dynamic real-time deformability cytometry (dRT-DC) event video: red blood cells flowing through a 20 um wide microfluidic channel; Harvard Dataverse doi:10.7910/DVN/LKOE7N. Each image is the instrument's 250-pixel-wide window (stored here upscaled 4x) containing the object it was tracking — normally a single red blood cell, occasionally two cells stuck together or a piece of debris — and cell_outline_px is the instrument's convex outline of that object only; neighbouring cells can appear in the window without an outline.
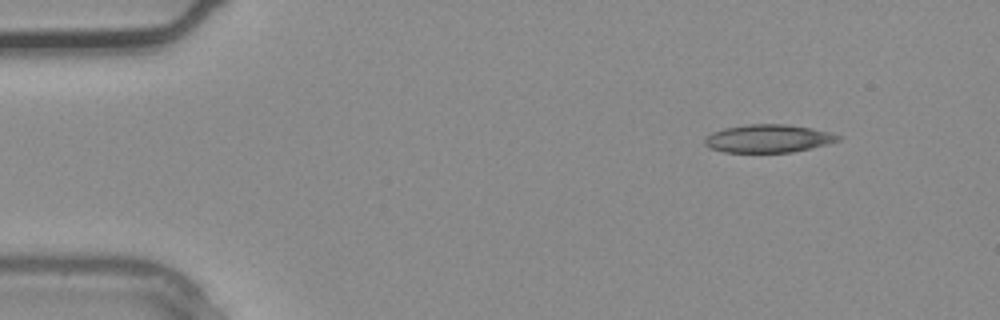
{"species": "common noctule bat (a hibernating species)", "species_latin": "Nyctalus noctula", "temperature_condition": "warm", "stored_images_in_passage": 3, "camera_frame_rate_fps": 3000, "um_per_image_px": 0.085, "animal": {"sex": "male", "body_mass_g": 20.4}, "frame": {"image": 1, "passage_image": 1, "time_ms": 0.0, "image_size_px": [1000, 320], "cell_outline_px": [[844, 136], [840, 140], [792, 152], [724, 152], [708, 148], [704, 144], [704, 140], [712, 132], [724, 128], [748, 124], [784, 124], [812, 128]], "centroid_in_image_um": [65.27, 11.77], "position_along_channel_um": 19.7, "area_um2": 21.62}}
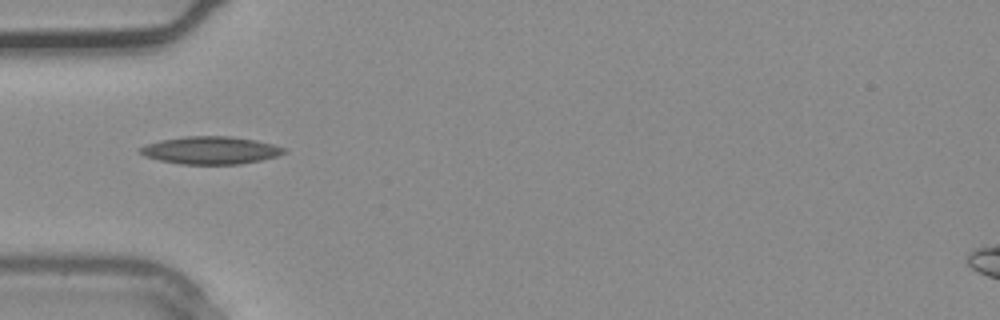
{"frame": {"image": 2, "passage_image": 3, "time_ms": 0.667, "image_size_px": [1000, 320], "cell_outline_px": [[288, 152], [276, 156], [260, 160], [240, 164], [180, 164], [160, 160], [144, 156], [136, 148], [160, 140], [188, 136], [232, 136], [256, 140], [288, 148]], "centroid_in_image_um": [17.92, 12.77], "position_along_channel_um": 67.1, "area_um2": 23.24}}